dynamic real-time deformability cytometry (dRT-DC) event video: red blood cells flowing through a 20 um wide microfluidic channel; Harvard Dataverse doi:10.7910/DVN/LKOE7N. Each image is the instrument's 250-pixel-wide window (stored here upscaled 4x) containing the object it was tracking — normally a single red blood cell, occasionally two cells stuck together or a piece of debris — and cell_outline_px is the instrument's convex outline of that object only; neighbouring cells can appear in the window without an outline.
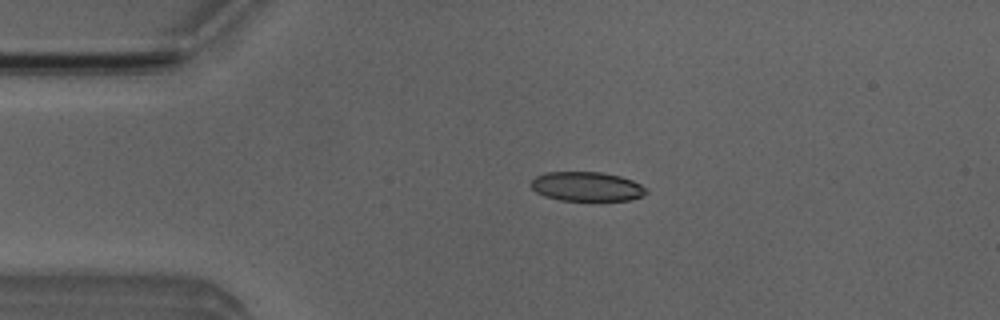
{"species": "Egyptian fruit bat (a non-hibernating species)", "species_latin": "Rousettus aegyptiacus", "temperature_condition": "room temperature", "stored_images_in_passage": 5, "camera_frame_rate_fps": 3000, "um_per_image_px": 0.085, "animal": {"sex": "male"}, "frame": {"image": 1, "passage_image": 4, "time_ms": 3.333, "image_size_px": [1000, 320], "cell_outline_px": [[648, 192], [644, 196], [632, 200], [560, 200], [544, 196], [536, 192], [532, 188], [532, 180], [536, 176], [544, 172], [600, 172], [620, 176], [632, 180], [648, 188]], "centroid_in_image_um": [49.91, 15.85], "position_along_channel_um": 35.1, "area_um2": 19.77}}